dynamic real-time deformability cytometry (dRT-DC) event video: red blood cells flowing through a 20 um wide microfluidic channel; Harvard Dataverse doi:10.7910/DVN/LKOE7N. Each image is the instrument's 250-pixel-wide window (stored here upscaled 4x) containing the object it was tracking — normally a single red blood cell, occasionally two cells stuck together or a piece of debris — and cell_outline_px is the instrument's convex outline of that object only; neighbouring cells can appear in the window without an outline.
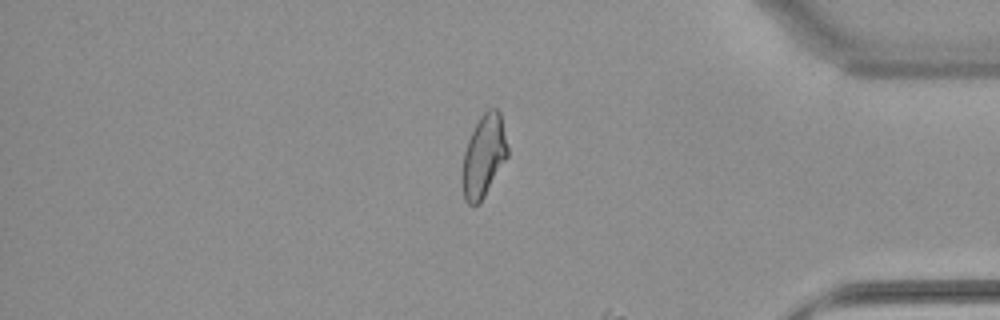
{"species": "common noctule bat (a hibernating species)", "species_latin": "Nyctalus noctula", "temperature_condition": "warm", "stored_images_in_passage": 51, "camera_frame_rate_fps": 3000, "um_per_image_px": 0.085, "animal": {"sex": "female", "body_mass_g": 22.7, "forearm_length_mm": 54.2}, "frame": {"image": 1, "passage_image": 43, "time_ms": 14.0, "image_size_px": [1000, 320], "cell_outline_px": [[508, 156], [480, 204], [468, 204], [464, 200], [460, 176], [464, 152], [468, 140], [480, 116], [488, 108], [496, 108], [500, 112], [508, 148]], "centroid_in_image_um": [41.09, 13.29], "position_along_channel_um": 394.1, "area_um2": 21.91}}